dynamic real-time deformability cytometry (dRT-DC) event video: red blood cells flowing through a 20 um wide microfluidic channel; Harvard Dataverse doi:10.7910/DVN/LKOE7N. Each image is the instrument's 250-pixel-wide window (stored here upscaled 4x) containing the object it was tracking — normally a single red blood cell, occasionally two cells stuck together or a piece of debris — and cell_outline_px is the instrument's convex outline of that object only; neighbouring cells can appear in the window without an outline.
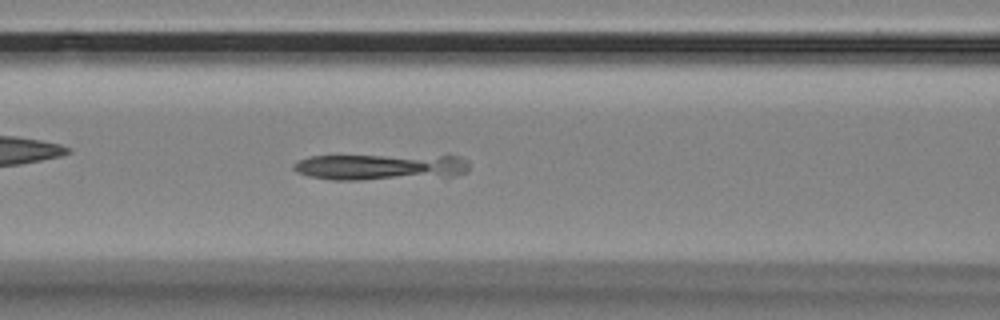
{"species": "Egyptian fruit bat (a non-hibernating species)", "species_latin": "Rousettus aegyptiacus", "temperature_condition": "room temperature", "stored_images_in_passage": 58, "camera_frame_rate_fps": 3000, "um_per_image_px": 0.085, "animal": {"sex": "female"}, "frame": {"image": 1, "passage_image": 24, "time_ms": 7.667, "image_size_px": [1000, 320], "cell_outline_px": [[468, 172], [452, 176], [360, 180], [332, 180], [308, 176], [296, 172], [292, 168], [292, 164], [308, 156], [448, 152], [468, 160]], "centroid_in_image_um": [32.47, 14.12], "position_along_channel_um": 134.1, "area_um2": 28.9}}
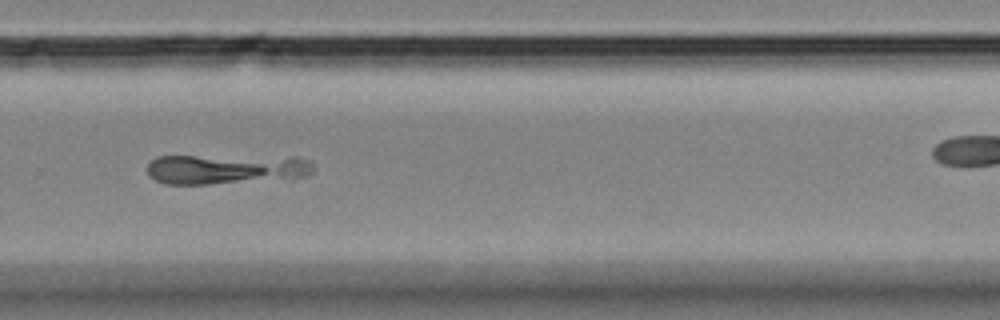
{"frame": {"image": 2, "passage_image": 39, "time_ms": 12.667, "image_size_px": [1000, 320], "cell_outline_px": [[312, 172], [308, 176], [208, 184], [164, 184], [148, 176], [148, 164], [156, 156], [296, 156], [312, 160]], "centroid_in_image_um": [19.21, 14.35], "position_along_channel_um": 310.6, "area_um2": 29.07}}
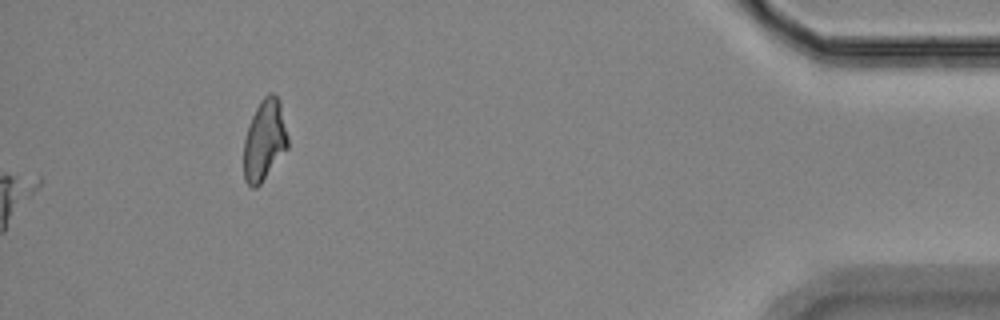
{"frame": {"image": 3, "passage_image": 58, "time_ms": 19.0, "image_size_px": [1000, 320], "cell_outline_px": [[288, 148], [260, 184], [256, 188], [252, 188], [244, 180], [244, 140], [248, 124], [260, 100], [268, 92], [272, 92], [280, 100], [288, 136]], "centroid_in_image_um": [22.48, 11.9], "position_along_channel_um": 412.7, "area_um2": 20.92}}